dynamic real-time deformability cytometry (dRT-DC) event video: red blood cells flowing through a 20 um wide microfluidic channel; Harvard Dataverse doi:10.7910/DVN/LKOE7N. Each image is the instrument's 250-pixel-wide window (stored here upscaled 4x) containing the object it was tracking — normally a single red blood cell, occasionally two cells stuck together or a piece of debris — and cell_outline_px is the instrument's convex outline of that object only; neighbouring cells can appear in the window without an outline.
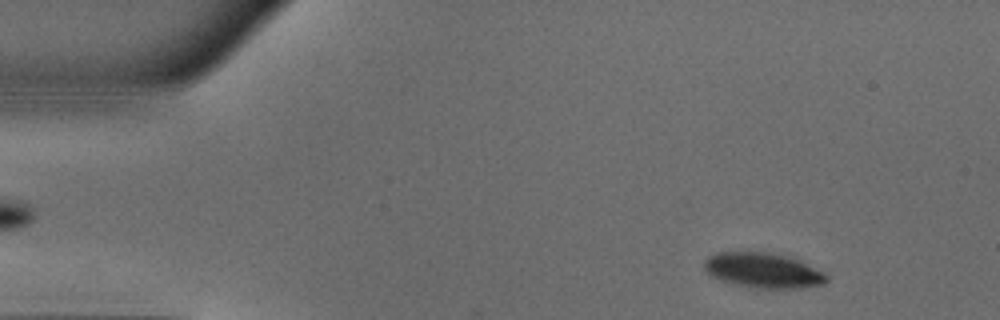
{"species": "common noctule bat (a hibernating species)", "species_latin": "Nyctalus noctula", "temperature_condition": "warm", "stored_images_in_passage": 49, "camera_frame_rate_fps": 3000, "um_per_image_px": 0.085, "animal": {"sex": "male", "body_mass_g": 18.8}, "frame": {"image": 1, "passage_image": 5, "time_ms": 1.333, "image_size_px": [1000, 320], "cell_outline_px": [[828, 280], [824, 284], [800, 288], [760, 288], [736, 284], [720, 280], [712, 276], [704, 268], [704, 260], [708, 256], [716, 252], [768, 252], [784, 256], [796, 260], [824, 272], [828, 276]], "centroid_in_image_um": [64.84, 22.98], "position_along_channel_um": 20.2, "area_um2": 24.68}}
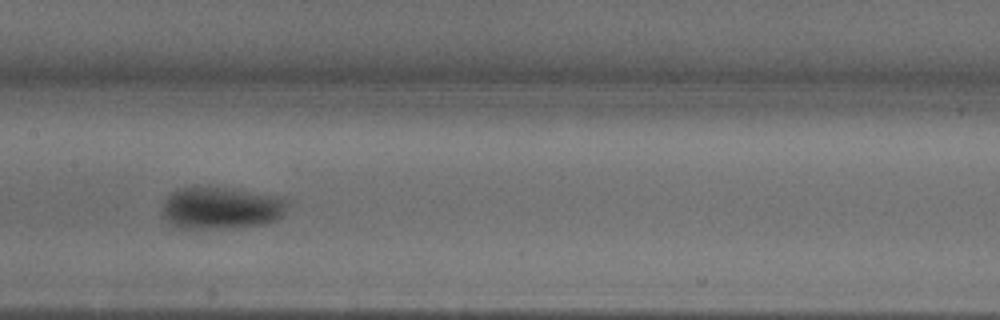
{"frame": {"image": 2, "passage_image": 24, "time_ms": 7.667, "image_size_px": [1000, 320], "cell_outline_px": [[288, 204], [284, 216], [276, 220], [264, 224], [232, 228], [180, 228], [172, 224], [164, 216], [164, 200], [172, 192], [180, 188], [224, 188], [280, 196], [288, 200]], "centroid_in_image_um": [18.87, 17.69], "position_along_channel_um": 188.5, "area_um2": 30.4}}
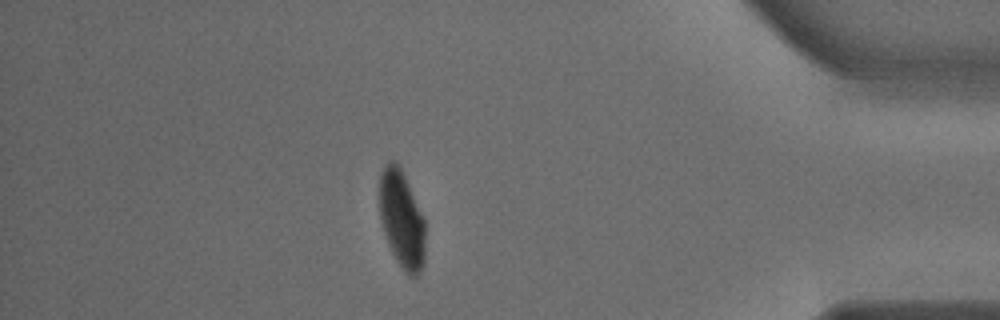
{"frame": {"image": 3, "passage_image": 43, "time_ms": 14.0, "image_size_px": [1000, 320], "cell_outline_px": [[424, 264], [420, 272], [416, 276], [408, 276], [400, 268], [388, 244], [380, 220], [380, 176], [388, 160], [396, 160], [408, 184], [424, 220]], "centroid_in_image_um": [34.14, 18.7], "position_along_channel_um": 401.1, "area_um2": 25.72}, "authors_computed_cell_mechanics": {"area_um2": 28.7266, "velocity_mm_per_s": 3.9801, "shape_relaxation_time_tau1_ms": 3.8517, "shape_relaxation_time_tau2_ms": null, "deformation_change_tau1": 0.1865, "deformation_change_tau2": null}}